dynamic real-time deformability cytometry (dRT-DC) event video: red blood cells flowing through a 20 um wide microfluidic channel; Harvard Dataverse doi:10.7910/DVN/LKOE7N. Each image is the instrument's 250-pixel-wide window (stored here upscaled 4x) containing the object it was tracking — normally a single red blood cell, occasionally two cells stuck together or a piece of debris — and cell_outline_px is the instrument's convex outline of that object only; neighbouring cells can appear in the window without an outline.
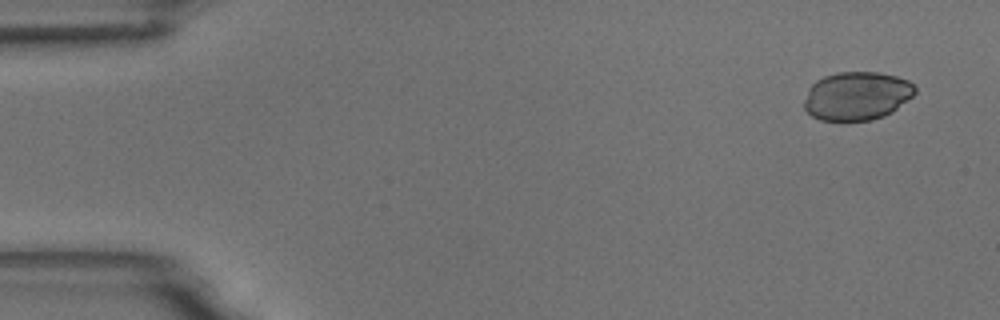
{"species": "common noctule bat (a hibernating species)", "species_latin": "Nyctalus noctula", "temperature_condition": "room temperature", "stored_images_in_passage": 6, "camera_frame_rate_fps": 3000, "um_per_image_px": 0.085, "animal": {"sex": "male", "body_mass_g": 18.8}, "frame": {"image": 1, "passage_image": 1, "time_ms": 0.0, "image_size_px": [1000, 320], "cell_outline_px": [[916, 92], [912, 96], [892, 112], [884, 116], [872, 120], [844, 124], [820, 120], [812, 116], [804, 108], [804, 100], [808, 88], [816, 80], [824, 76], [836, 72], [880, 72], [896, 76], [908, 80], [916, 88]], "centroid_in_image_um": [72.8, 8.19], "position_along_channel_um": 12.2, "area_um2": 32.14}}
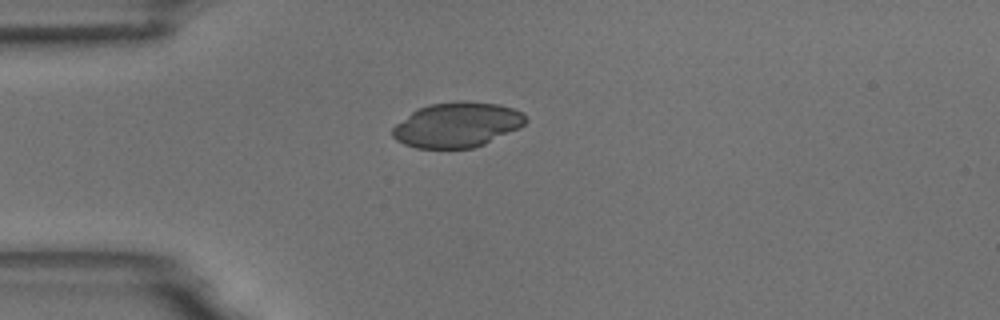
{"frame": {"image": 2, "passage_image": 4, "time_ms": 3.667, "image_size_px": [1000, 320], "cell_outline_px": [[528, 120], [520, 128], [484, 144], [472, 148], [416, 148], [404, 144], [396, 140], [392, 136], [392, 128], [396, 124], [412, 112], [428, 104], [496, 104], [512, 108], [524, 112], [528, 116]], "centroid_in_image_um": [38.87, 10.66], "position_along_channel_um": 46.1, "area_um2": 33.99}}